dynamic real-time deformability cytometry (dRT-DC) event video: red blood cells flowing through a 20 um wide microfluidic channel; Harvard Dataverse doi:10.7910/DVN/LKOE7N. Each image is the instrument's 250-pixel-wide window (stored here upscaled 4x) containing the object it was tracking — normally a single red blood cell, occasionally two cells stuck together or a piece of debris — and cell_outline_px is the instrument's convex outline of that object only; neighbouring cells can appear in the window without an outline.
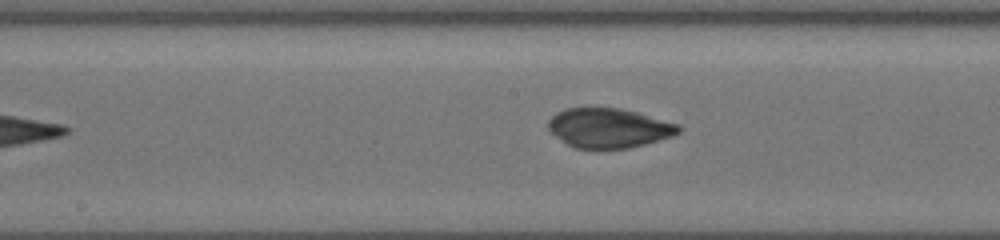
{"species": "common noctule bat (a hibernating species)", "species_latin": "Nyctalus noctula", "temperature_condition": "cold", "stored_images_in_passage": 13, "camera_frame_rate_fps": 3000, "um_per_image_px": 0.085, "animal": {"sex": "female", "body_mass_g": 19.5, "forearm_length_mm": 54.1}, "frame": {"image": 1, "passage_image": 13, "time_ms": 9.667, "image_size_px": [1000, 240], "cell_outline_px": [[680, 132], [672, 136], [644, 144], [628, 148], [572, 148], [556, 136], [548, 128], [548, 120], [556, 112], [564, 108], [620, 108], [636, 112], [680, 124]], "centroid_in_image_um": [51.74, 10.87], "position_along_channel_um": 196.5, "area_um2": 29.88}}